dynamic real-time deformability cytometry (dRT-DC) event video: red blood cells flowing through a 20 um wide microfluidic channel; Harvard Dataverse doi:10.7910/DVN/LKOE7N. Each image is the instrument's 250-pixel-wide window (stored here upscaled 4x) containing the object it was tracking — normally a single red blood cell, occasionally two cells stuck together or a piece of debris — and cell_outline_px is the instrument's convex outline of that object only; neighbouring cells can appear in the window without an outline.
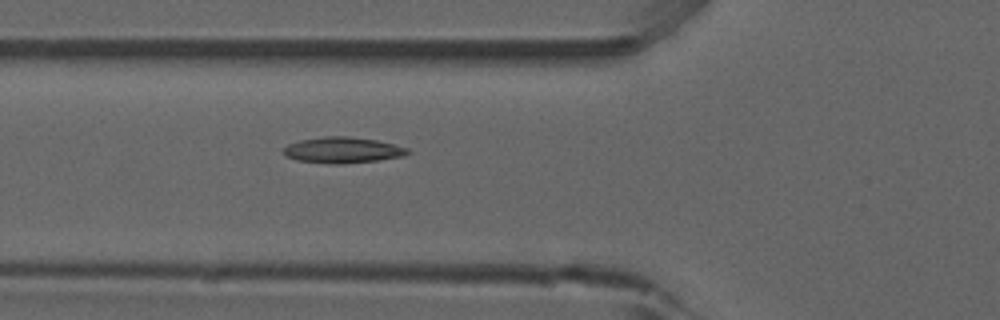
{"species": "common noctule bat (a hibernating species)", "species_latin": "Nyctalus noctula", "temperature_condition": "room temperature", "stored_images_in_passage": 47, "camera_frame_rate_fps": 3000, "um_per_image_px": 0.085, "animal": {"sex": "male", "forearm_length_mm": 52.5}, "frame": {"image": 1, "passage_image": 14, "time_ms": 4.333, "image_size_px": [1000, 320], "cell_outline_px": [[412, 152], [404, 156], [380, 160], [340, 164], [328, 164], [296, 160], [284, 156], [284, 148], [288, 144], [300, 140], [324, 136], [348, 136], [376, 140], [408, 148]], "centroid_in_image_um": [29.12, 12.76], "position_along_channel_um": 96.7, "area_um2": 18.9}}